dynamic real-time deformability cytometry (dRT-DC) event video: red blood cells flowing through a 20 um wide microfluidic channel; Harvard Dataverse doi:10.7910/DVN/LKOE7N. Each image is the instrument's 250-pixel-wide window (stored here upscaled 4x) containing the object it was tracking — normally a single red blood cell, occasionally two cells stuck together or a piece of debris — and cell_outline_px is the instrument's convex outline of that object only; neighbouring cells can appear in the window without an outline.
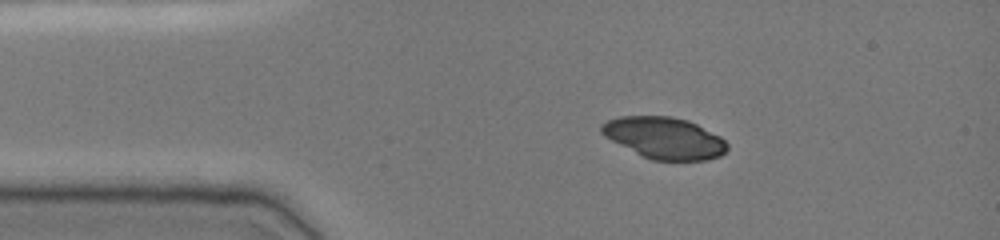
{"species": "common noctule bat (a hibernating species)", "species_latin": "Nyctalus noctula", "temperature_condition": "cold", "stored_images_in_passage": 42, "camera_frame_rate_fps": 3000, "um_per_image_px": 0.085, "animal": {"sex": "female", "body_mass_g": 19.0, "forearm_length_mm": 51.5}, "frame": {"image": 1, "passage_image": 1, "time_ms": 0.0, "image_size_px": [1000, 240], "cell_outline_px": [[728, 148], [720, 156], [708, 160], [652, 160], [604, 136], [600, 132], [600, 124], [608, 120], [620, 116], [672, 116], [688, 120], [720, 136], [728, 144]], "centroid_in_image_um": [56.48, 11.71], "position_along_channel_um": 28.5, "area_um2": 30.23}}